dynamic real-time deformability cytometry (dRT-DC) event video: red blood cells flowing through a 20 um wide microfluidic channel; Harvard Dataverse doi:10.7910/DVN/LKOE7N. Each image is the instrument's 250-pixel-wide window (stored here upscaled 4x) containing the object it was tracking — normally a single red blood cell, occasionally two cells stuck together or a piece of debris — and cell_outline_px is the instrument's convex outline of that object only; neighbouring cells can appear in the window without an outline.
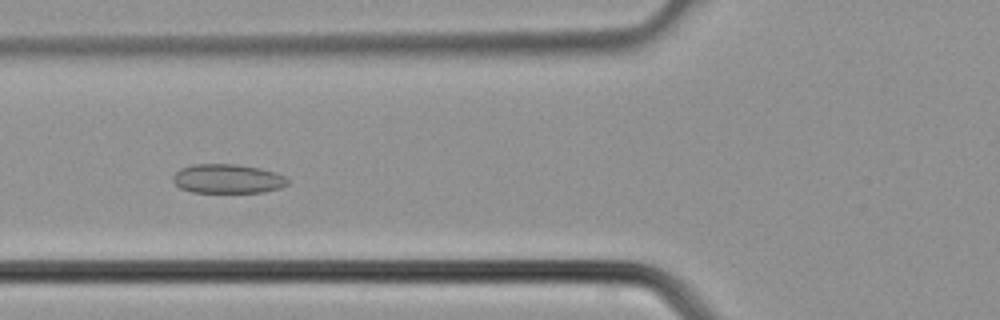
{"species": "common noctule bat (a hibernating species)", "species_latin": "Nyctalus noctula", "temperature_condition": "cold", "stored_images_in_passage": 37, "camera_frame_rate_fps": 3000, "um_per_image_px": 0.085, "animal": {"sex": "male", "body_mass_g": 21.5, "forearm_length_mm": 52.0}, "frame": {"image": 1, "passage_image": 14, "time_ms": 4.333, "image_size_px": [1000, 320], "cell_outline_px": [[288, 184], [280, 188], [264, 192], [192, 192], [180, 188], [172, 180], [172, 176], [180, 168], [192, 164], [236, 164], [260, 168], [276, 172], [284, 176], [288, 180]], "centroid_in_image_um": [19.34, 15.19], "position_along_channel_um": 106.5, "area_um2": 19.59}}
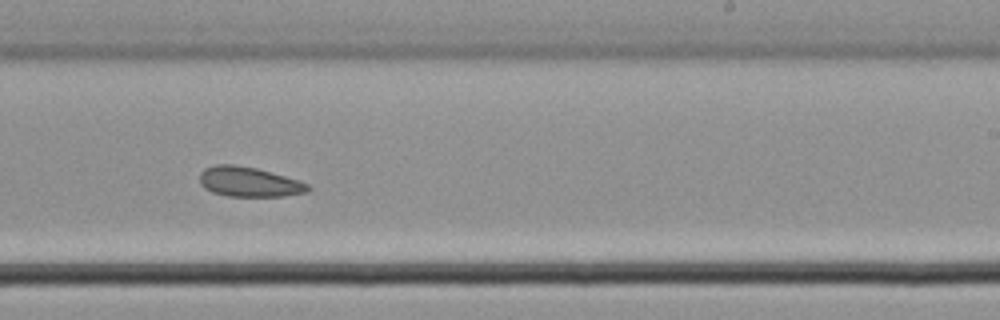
{"frame": {"image": 2, "passage_image": 23, "time_ms": 7.333, "image_size_px": [1000, 320], "cell_outline_px": [[312, 188], [308, 192], [284, 196], [228, 196], [212, 192], [204, 188], [200, 184], [200, 172], [204, 168], [216, 164], [232, 164], [256, 168], [300, 180], [308, 184]], "centroid_in_image_um": [21.17, 15.46], "position_along_channel_um": 267.8, "area_um2": 18.96}}
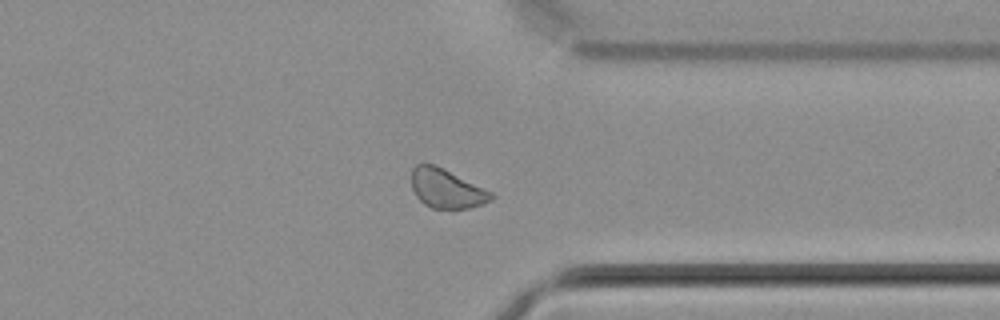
{"frame": {"image": 3, "passage_image": 29, "time_ms": 9.333, "image_size_px": [1000, 320], "cell_outline_px": [[496, 196], [492, 200], [468, 208], [432, 208], [424, 204], [416, 196], [412, 188], [412, 168], [416, 164], [436, 164], [492, 192]], "centroid_in_image_um": [37.95, 16.02], "position_along_channel_um": 373.5, "area_um2": 18.09}}